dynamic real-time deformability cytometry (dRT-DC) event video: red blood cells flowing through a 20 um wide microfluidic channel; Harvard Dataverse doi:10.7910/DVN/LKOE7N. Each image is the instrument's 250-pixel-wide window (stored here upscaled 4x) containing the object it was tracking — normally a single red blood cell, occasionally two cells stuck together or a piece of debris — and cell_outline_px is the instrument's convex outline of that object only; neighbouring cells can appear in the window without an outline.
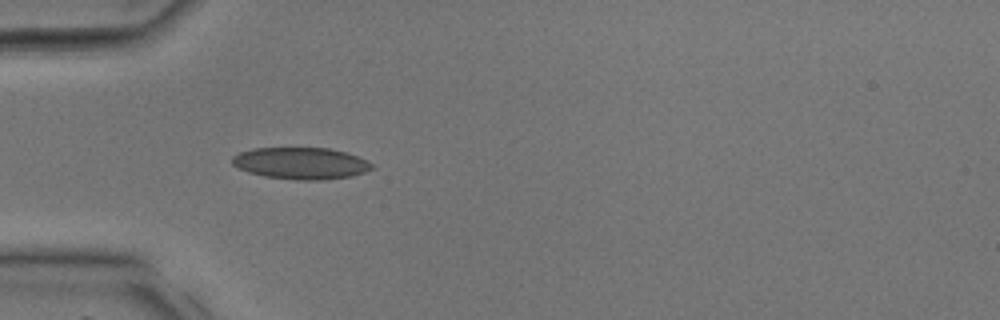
{"species": "common noctule bat (a hibernating species)", "species_latin": "Nyctalus noctula", "temperature_condition": "room temperature", "stored_images_in_passage": 25, "camera_frame_rate_fps": 3000, "um_per_image_px": 0.085, "animal": {"sex": "male", "body_mass_g": 17.9, "forearm_length_mm": 54.2}, "frame": {"image": 1, "passage_image": 1, "time_ms": 0.0, "image_size_px": [1000, 320], "cell_outline_px": [[376, 168], [352, 176], [320, 180], [296, 180], [264, 176], [248, 172], [232, 164], [232, 156], [240, 152], [252, 148], [328, 148], [344, 152], [356, 156], [376, 164]], "centroid_in_image_um": [25.6, 13.88], "position_along_channel_um": 59.4, "area_um2": 25.89}}
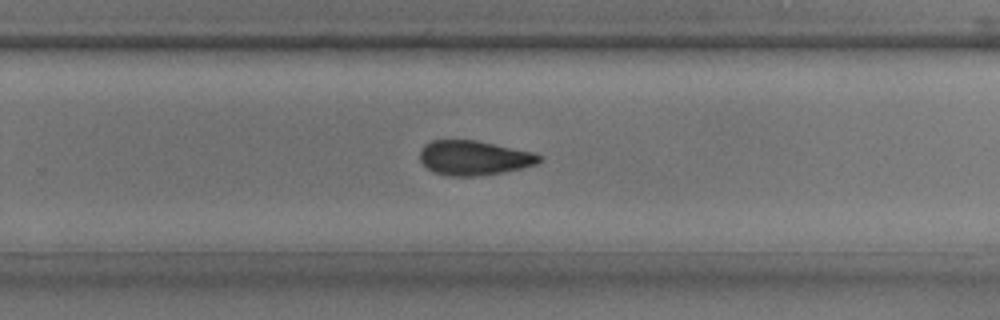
{"frame": {"image": 2, "passage_image": 13, "time_ms": 4.0, "image_size_px": [1000, 320], "cell_outline_px": [[544, 160], [536, 164], [520, 168], [500, 172], [472, 176], [452, 176], [432, 172], [420, 160], [420, 148], [424, 144], [432, 140], [476, 140], [532, 152], [544, 156]], "centroid_in_image_um": [40.28, 13.4], "position_along_channel_um": 289.5, "area_um2": 23.93}}
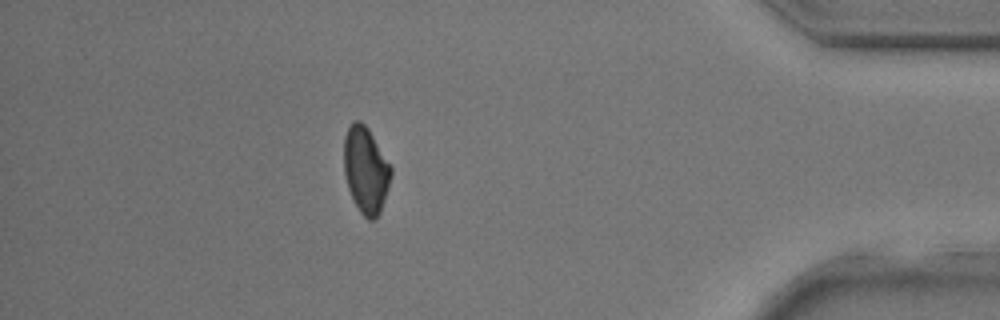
{"frame": {"image": 3, "passage_image": 21, "time_ms": 6.667, "image_size_px": [1000, 320], "cell_outline_px": [[392, 172], [388, 188], [380, 212], [372, 220], [368, 220], [360, 212], [348, 188], [344, 172], [344, 136], [348, 128], [356, 120], [360, 120], [368, 128], [392, 168]], "centroid_in_image_um": [31.08, 14.44], "position_along_channel_um": 404.1, "area_um2": 23.35}}